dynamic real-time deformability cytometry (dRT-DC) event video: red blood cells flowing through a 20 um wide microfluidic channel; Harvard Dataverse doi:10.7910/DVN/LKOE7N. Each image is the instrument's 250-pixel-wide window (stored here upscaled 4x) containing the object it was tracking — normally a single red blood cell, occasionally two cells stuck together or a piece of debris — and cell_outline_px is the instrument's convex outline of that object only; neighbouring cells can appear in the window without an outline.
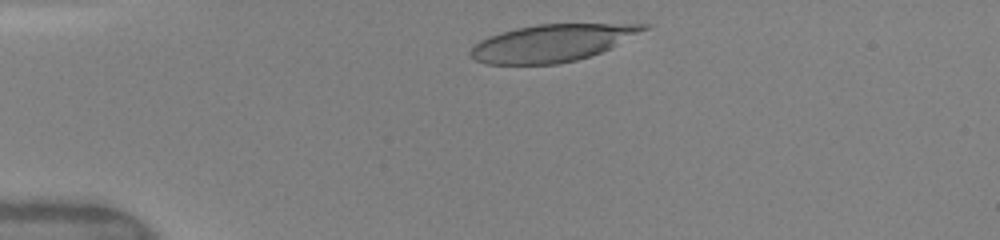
{"species": "human", "species_latin": "Homo sapiens", "temperature_condition": "warm", "stored_images_in_passage": 6, "camera_frame_rate_fps": 3000, "um_per_image_px": 0.085, "donor": {"sex": "female"}, "frame": {"image": 1, "passage_image": 2, "time_ms": 0.667, "image_size_px": [1000, 240], "cell_outline_px": [[652, 24], [648, 28], [600, 52], [576, 60], [556, 64], [484, 64], [468, 56], [468, 52], [480, 40], [488, 36], [516, 28], [536, 24]], "centroid_in_image_um": [46.83, 3.66], "position_along_channel_um": 38.2, "area_um2": 36.99}}